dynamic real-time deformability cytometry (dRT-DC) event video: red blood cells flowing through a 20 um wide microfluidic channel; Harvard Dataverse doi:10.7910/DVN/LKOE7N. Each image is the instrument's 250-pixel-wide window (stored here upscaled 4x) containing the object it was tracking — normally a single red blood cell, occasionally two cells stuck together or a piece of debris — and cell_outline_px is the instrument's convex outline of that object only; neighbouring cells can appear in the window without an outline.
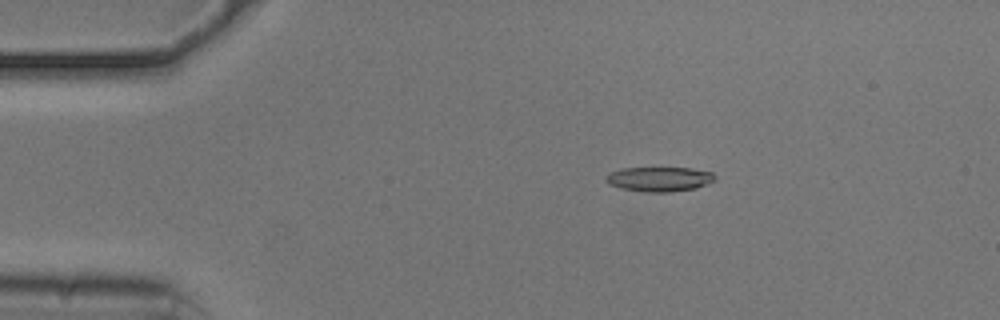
{"species": "common noctule bat (a hibernating species)", "species_latin": "Nyctalus noctula", "temperature_condition": "cold", "stored_images_in_passage": 51, "camera_frame_rate_fps": 3000, "um_per_image_px": 0.085, "animal": {"sex": "male", "body_mass_g": 20.5, "forearm_length_mm": 52.5}, "frame": {"image": 1, "passage_image": 7, "time_ms": 2.0, "image_size_px": [1000, 320], "cell_outline_px": [[716, 180], [696, 188], [672, 192], [648, 192], [620, 188], [608, 184], [604, 180], [604, 176], [608, 172], [620, 168], [692, 168], [712, 172], [716, 176]], "centroid_in_image_um": [56.01, 15.22], "position_along_channel_um": 29.0, "area_um2": 15.9}}
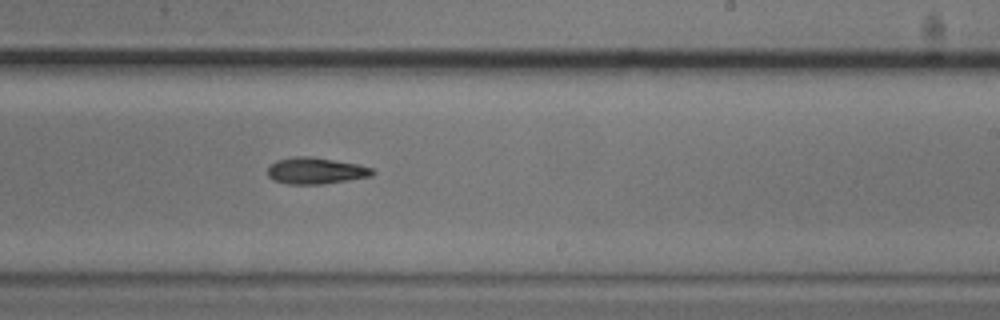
{"frame": {"image": 2, "passage_image": 30, "time_ms": 9.667, "image_size_px": [1000, 320], "cell_outline_px": [[376, 172], [372, 176], [324, 184], [288, 184], [272, 180], [268, 176], [268, 168], [276, 160], [292, 156], [312, 156], [356, 164], [372, 168]], "centroid_in_image_um": [26.82, 14.51], "position_along_channel_um": 262.2, "area_um2": 16.24}}
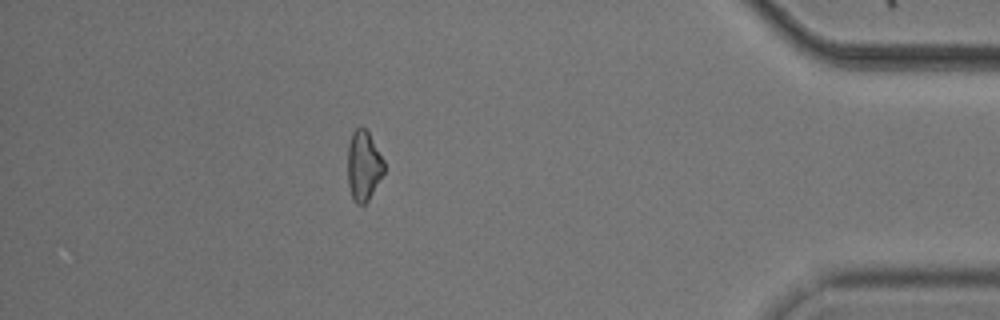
{"frame": {"image": 3, "passage_image": 45, "time_ms": 14.667, "image_size_px": [1000, 320], "cell_outline_px": [[384, 172], [368, 200], [364, 204], [356, 204], [352, 196], [348, 184], [348, 144], [352, 132], [360, 124], [368, 132], [384, 160]], "centroid_in_image_um": [30.89, 14.06], "position_along_channel_um": 404.3, "area_um2": 14.74}}